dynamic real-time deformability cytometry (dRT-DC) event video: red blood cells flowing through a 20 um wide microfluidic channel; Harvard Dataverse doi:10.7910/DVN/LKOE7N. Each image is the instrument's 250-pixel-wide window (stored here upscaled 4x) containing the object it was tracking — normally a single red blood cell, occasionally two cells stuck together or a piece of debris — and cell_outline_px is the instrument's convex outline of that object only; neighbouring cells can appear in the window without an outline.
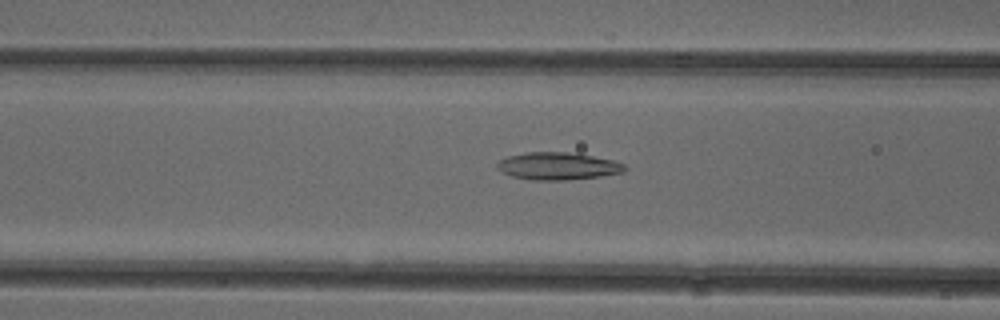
{"species": "common noctule bat (a hibernating species)", "species_latin": "Nyctalus noctula", "temperature_condition": "cold", "stored_images_in_passage": 32, "camera_frame_rate_fps": 3000, "um_per_image_px": 0.085, "animal": {"sex": "female"}, "frame": {"image": 1, "passage_image": 6, "time_ms": 1.667, "image_size_px": [1000, 320], "cell_outline_px": [[628, 168], [624, 172], [600, 176], [568, 180], [532, 180], [512, 176], [496, 168], [496, 164], [500, 160], [508, 156], [528, 152], [568, 152], [592, 156], [612, 160], [624, 164]], "centroid_in_image_um": [47.42, 14.12], "position_along_channel_um": 119.2, "area_um2": 20.29}}
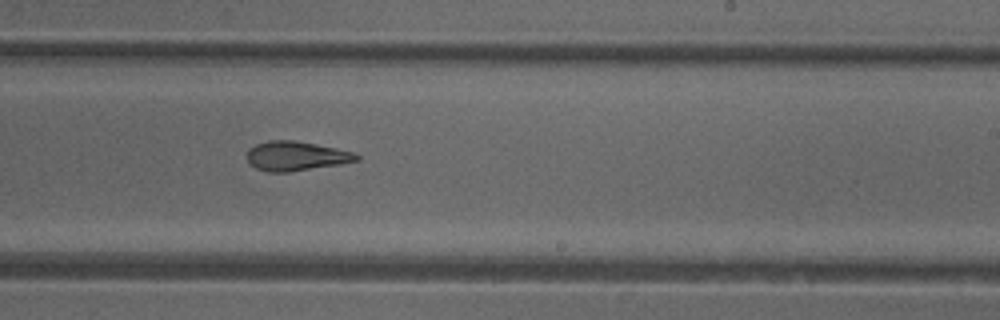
{"frame": {"image": 2, "passage_image": 17, "time_ms": 5.333, "image_size_px": [1000, 320], "cell_outline_px": [[360, 160], [340, 164], [288, 172], [268, 172], [256, 168], [248, 164], [248, 148], [256, 144], [268, 140], [296, 140], [336, 148], [352, 152], [360, 156]], "centroid_in_image_um": [25.14, 13.26], "position_along_channel_um": 263.9, "area_um2": 18.79}}
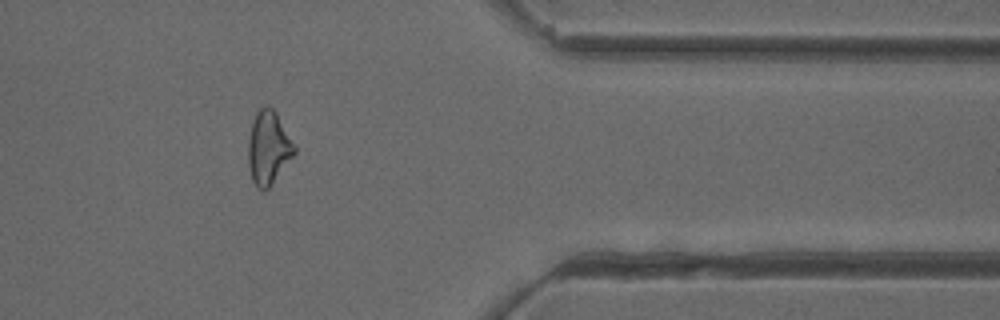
{"frame": {"image": 3, "passage_image": 28, "time_ms": 9.0, "image_size_px": [1000, 320], "cell_outline_px": [[296, 152], [268, 188], [260, 188], [252, 180], [248, 164], [248, 140], [252, 120], [256, 112], [264, 104], [268, 104], [276, 112], [296, 148]], "centroid_in_image_um": [22.79, 12.49], "position_along_channel_um": 388.6, "area_um2": 19.48}}